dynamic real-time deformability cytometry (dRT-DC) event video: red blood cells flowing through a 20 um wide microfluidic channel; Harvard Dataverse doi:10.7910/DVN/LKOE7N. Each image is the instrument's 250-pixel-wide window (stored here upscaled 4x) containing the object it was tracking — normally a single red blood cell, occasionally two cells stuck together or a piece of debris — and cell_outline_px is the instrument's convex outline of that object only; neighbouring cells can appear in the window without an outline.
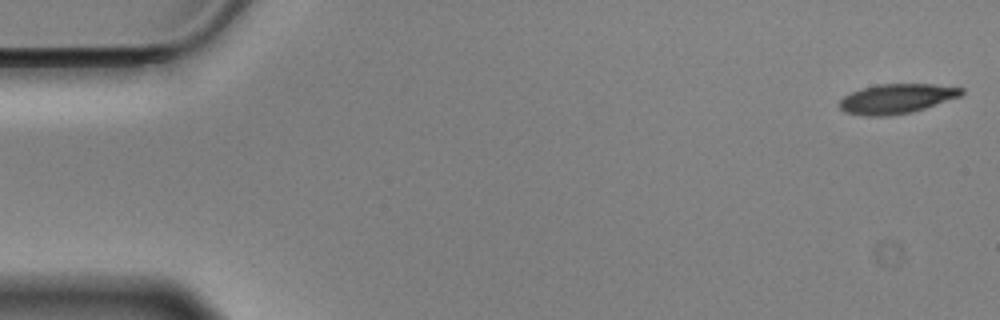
{"species": "Egyptian fruit bat (a non-hibernating species)", "species_latin": "Rousettus aegyptiacus", "temperature_condition": "cold", "stored_images_in_passage": 14, "camera_frame_rate_fps": 3000, "um_per_image_px": 0.085, "animal": {"sex": "male"}, "frame": {"image": 1, "passage_image": 1, "time_ms": 0.0, "image_size_px": [1000, 320], "cell_outline_px": [[964, 92], [960, 96], [912, 112], [892, 116], [864, 116], [844, 112], [836, 104], [844, 96], [852, 92], [876, 84], [932, 84], [964, 88]], "centroid_in_image_um": [76.17, 8.4], "position_along_channel_um": 8.8, "area_um2": 21.1}}
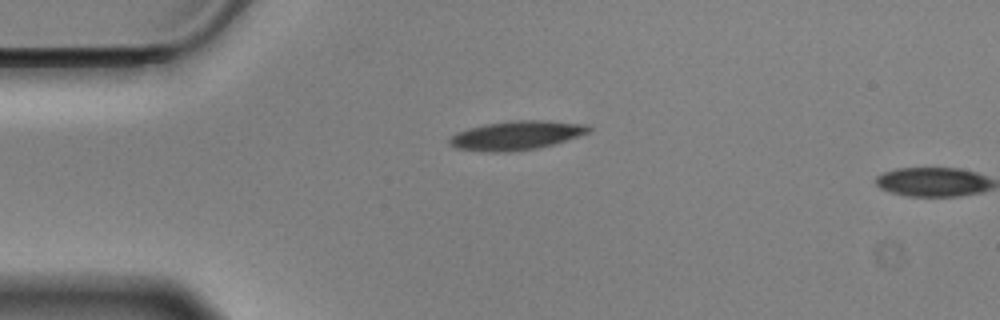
{"frame": {"image": 2, "passage_image": 13, "time_ms": 4.0, "image_size_px": [1000, 320], "cell_outline_px": [[592, 132], [552, 144], [536, 148], [508, 152], [488, 152], [456, 148], [448, 144], [448, 140], [456, 132], [468, 128], [488, 124], [516, 120], [544, 120], [588, 124], [592, 128]], "centroid_in_image_um": [43.91, 11.5], "position_along_channel_um": 41.1, "area_um2": 23.47}}